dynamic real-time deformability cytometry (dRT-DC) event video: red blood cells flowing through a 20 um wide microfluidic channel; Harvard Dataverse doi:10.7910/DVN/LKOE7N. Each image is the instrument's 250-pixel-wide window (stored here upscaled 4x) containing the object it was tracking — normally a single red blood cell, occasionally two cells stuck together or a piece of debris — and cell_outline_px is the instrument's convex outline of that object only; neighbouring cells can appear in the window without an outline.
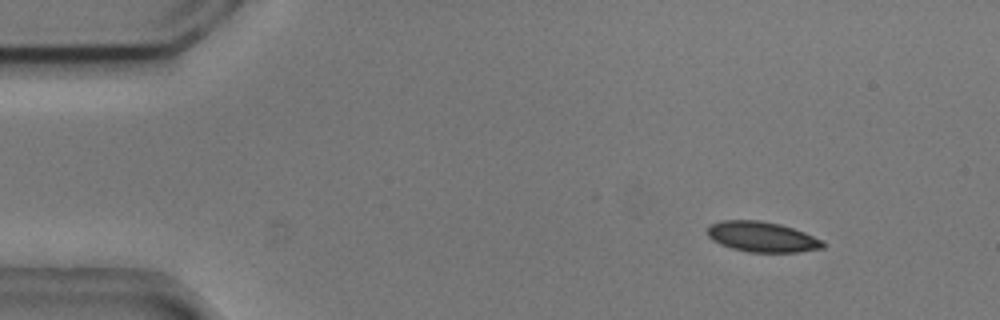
{"species": "common noctule bat (a hibernating species)", "species_latin": "Nyctalus noctula", "temperature_condition": "cold", "stored_images_in_passage": 4, "camera_frame_rate_fps": 3000, "um_per_image_px": 0.085, "animal": {"sex": "male", "body_mass_g": 20.5, "forearm_length_mm": 52.5}, "frame": {"image": 1, "passage_image": 2, "time_ms": 0.333, "image_size_px": [1000, 320], "cell_outline_px": [[824, 248], [796, 252], [748, 252], [732, 248], [720, 244], [712, 240], [708, 236], [708, 228], [712, 224], [720, 220], [760, 220], [780, 224], [804, 232], [824, 240]], "centroid_in_image_um": [64.78, 20.13], "position_along_channel_um": 20.2, "area_um2": 20.4}}